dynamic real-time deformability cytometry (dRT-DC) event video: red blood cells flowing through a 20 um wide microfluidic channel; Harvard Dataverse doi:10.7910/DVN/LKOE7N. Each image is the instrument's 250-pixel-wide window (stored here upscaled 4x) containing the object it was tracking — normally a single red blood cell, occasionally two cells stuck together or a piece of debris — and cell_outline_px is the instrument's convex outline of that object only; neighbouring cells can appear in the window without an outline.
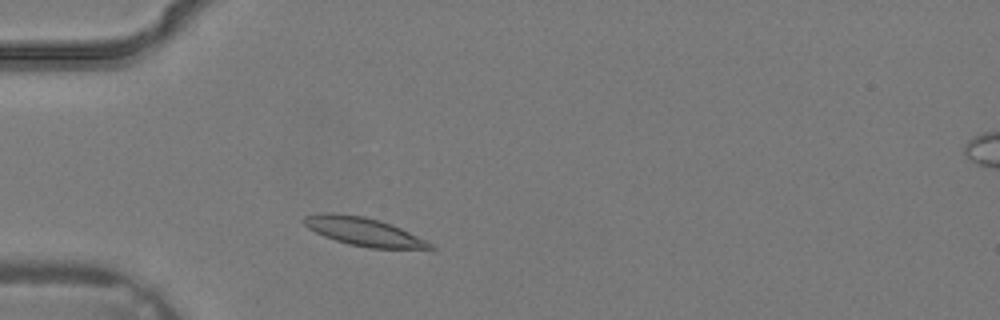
{"species": "common noctule bat (a hibernating species)", "species_latin": "Nyctalus noctula", "temperature_condition": "warm", "stored_images_in_passage": 2, "camera_frame_rate_fps": 3000, "um_per_image_px": 0.085, "animal": {"sex": "male", "body_mass_g": 19.2, "forearm_length_mm": 51.8}, "frame": {"image": 1, "passage_image": 1, "time_ms": 0.0, "image_size_px": [1000, 320], "cell_outline_px": [[436, 248], [372, 248], [348, 244], [324, 236], [308, 228], [304, 224], [304, 216], [316, 212], [332, 212], [364, 216], [380, 220], [392, 224], [432, 244]], "centroid_in_image_um": [30.83, 19.66], "position_along_channel_um": 54.2, "area_um2": 20.58}}